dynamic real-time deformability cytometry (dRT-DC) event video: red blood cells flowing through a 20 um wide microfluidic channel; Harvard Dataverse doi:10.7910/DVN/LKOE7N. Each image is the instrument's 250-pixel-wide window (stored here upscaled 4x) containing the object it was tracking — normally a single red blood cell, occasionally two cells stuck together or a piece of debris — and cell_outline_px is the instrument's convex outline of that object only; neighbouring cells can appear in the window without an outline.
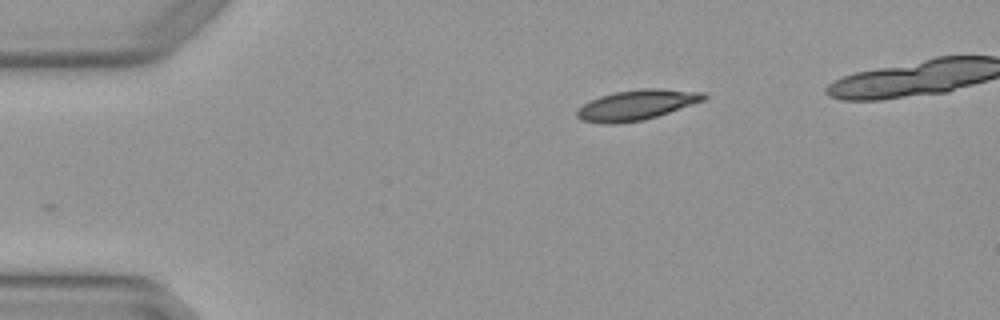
{"species": "Egyptian fruit bat (a non-hibernating species)", "species_latin": "Rousettus aegyptiacus", "temperature_condition": "warm", "stored_images_in_passage": 2, "camera_frame_rate_fps": 3000, "um_per_image_px": 0.085, "animal": {"sex": "female"}, "frame": {"image": 1, "passage_image": 1, "time_ms": 0.0, "image_size_px": [1000, 320], "cell_outline_px": [[708, 96], [704, 100], [644, 120], [616, 124], [604, 124], [580, 120], [576, 116], [576, 108], [600, 96], [616, 92], [644, 88], [660, 88], [704, 92]], "centroid_in_image_um": [54.08, 8.92], "position_along_channel_um": 30.9, "area_um2": 22.25}}